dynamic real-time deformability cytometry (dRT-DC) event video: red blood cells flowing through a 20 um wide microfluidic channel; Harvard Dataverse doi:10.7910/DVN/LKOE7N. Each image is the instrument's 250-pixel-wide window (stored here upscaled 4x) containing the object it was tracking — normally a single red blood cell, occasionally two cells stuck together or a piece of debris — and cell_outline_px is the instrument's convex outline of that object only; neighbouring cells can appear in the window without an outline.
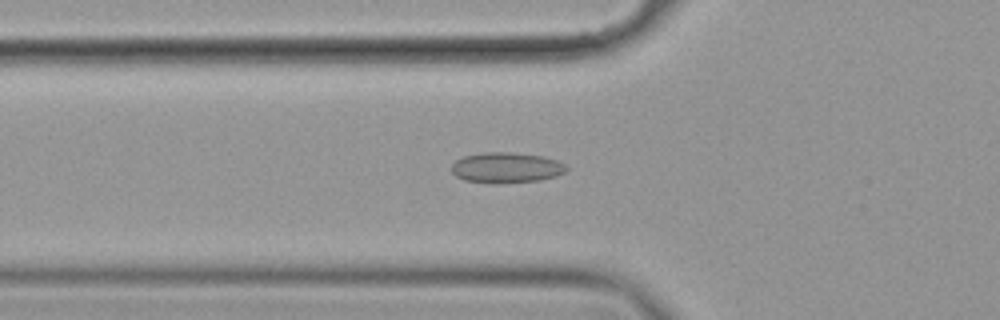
{"species": "common noctule bat (a hibernating species)", "species_latin": "Nyctalus noctula", "temperature_condition": "cold", "stored_images_in_passage": 57, "camera_frame_rate_fps": 3000, "um_per_image_px": 0.085, "animal": {"sex": "female", "body_mass_g": 19.9}, "frame": {"image": 1, "passage_image": 20, "time_ms": 6.333, "image_size_px": [1000, 320], "cell_outline_px": [[568, 168], [564, 172], [556, 176], [540, 180], [496, 184], [492, 184], [464, 180], [456, 176], [452, 172], [452, 164], [456, 160], [464, 156], [484, 152], [512, 152], [544, 156], [556, 160], [564, 164]], "centroid_in_image_um": [43.03, 14.25], "position_along_channel_um": 82.8, "area_um2": 20.58}}
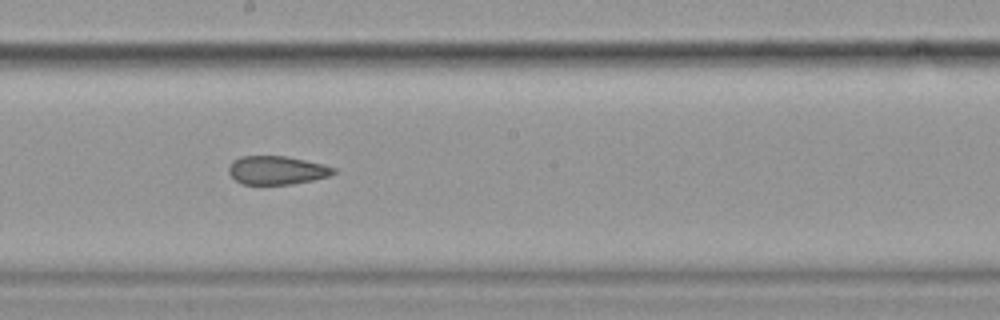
{"frame": {"image": 2, "passage_image": 32, "time_ms": 10.333, "image_size_px": [1000, 320], "cell_outline_px": [[336, 172], [328, 176], [312, 180], [292, 184], [244, 184], [236, 180], [228, 172], [228, 168], [232, 160], [240, 156], [284, 156], [324, 164], [336, 168]], "centroid_in_image_um": [23.52, 14.46], "position_along_channel_um": 224.7, "area_um2": 17.34}}
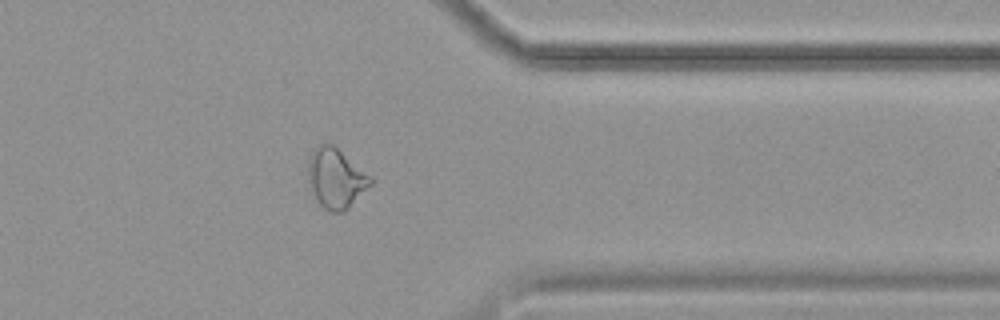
{"frame": {"image": 3, "passage_image": 46, "time_ms": 15.0, "image_size_px": [1000, 320], "cell_outline_px": [[372, 184], [344, 212], [332, 212], [324, 208], [320, 204], [308, 180], [308, 160], [312, 152], [320, 144], [332, 144], [372, 176]], "centroid_in_image_um": [28.57, 15.15], "position_along_channel_um": 382.8, "area_um2": 21.39}, "authors_computed_cell_mechanics": {"area_um2": 20.4034, "velocity_mm_per_s": 3.5407, "shape_relaxation_time_tau1_ms": null, "shape_relaxation_time_tau2_ms": 3.4056, "deformation_change_tau1": null, "deformation_change_tau2": 0.1047}}